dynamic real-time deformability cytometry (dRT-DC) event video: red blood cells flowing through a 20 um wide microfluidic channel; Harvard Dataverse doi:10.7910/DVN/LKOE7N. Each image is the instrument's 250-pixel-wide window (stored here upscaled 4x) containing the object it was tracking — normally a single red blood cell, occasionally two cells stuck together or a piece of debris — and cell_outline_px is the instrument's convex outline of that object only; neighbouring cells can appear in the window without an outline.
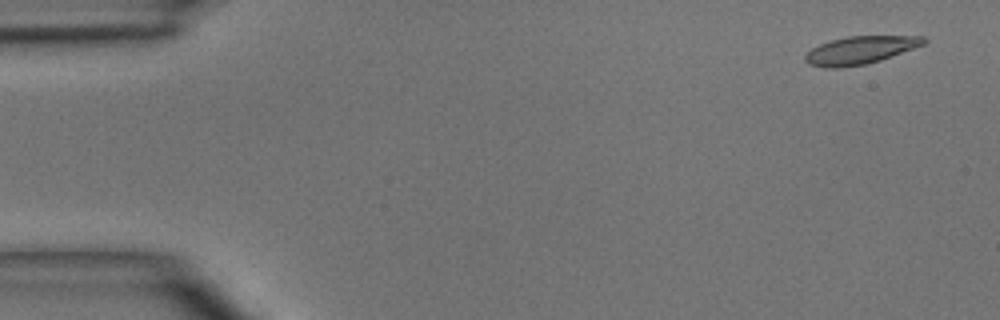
{"species": "common noctule bat (a hibernating species)", "species_latin": "Nyctalus noctula", "temperature_condition": "room temperature", "stored_images_in_passage": 2, "camera_frame_rate_fps": 3000, "um_per_image_px": 0.085, "animal": {"sex": "male", "body_mass_g": 15.6}, "frame": {"image": 1, "passage_image": 2, "time_ms": 1.0, "image_size_px": [1000, 320], "cell_outline_px": [[928, 40], [924, 44], [880, 60], [864, 64], [840, 68], [824, 68], [808, 64], [804, 60], [804, 56], [812, 48], [820, 44], [832, 40], [848, 36], [924, 36]], "centroid_in_image_um": [73.08, 4.27], "position_along_channel_um": 11.9, "area_um2": 19.07}}